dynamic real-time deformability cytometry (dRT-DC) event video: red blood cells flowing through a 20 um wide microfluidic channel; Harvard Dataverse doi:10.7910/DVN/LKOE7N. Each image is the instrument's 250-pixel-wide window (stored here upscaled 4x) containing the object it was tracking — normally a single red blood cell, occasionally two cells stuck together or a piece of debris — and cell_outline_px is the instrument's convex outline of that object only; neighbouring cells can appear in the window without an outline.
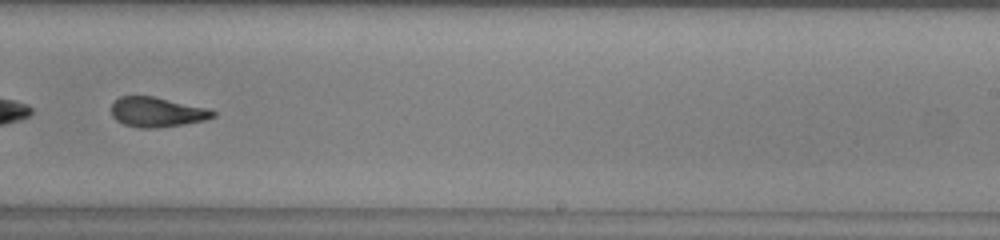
{"species": "common noctule bat (a hibernating species)", "species_latin": "Nyctalus noctula", "temperature_condition": "warm", "stored_images_in_passage": 48, "camera_frame_rate_fps": 3000, "um_per_image_px": 0.085, "animal": {"sex": "male", "body_mass_g": 13.0, "forearm_length_mm": 53.1}, "frame": {"image": 1, "passage_image": 30, "time_ms": 9.667, "image_size_px": [1000, 240], "cell_outline_px": [[216, 116], [204, 120], [184, 124], [156, 128], [140, 128], [124, 124], [116, 120], [112, 116], [112, 104], [120, 96], [152, 96], [208, 108], [216, 112]], "centroid_in_image_um": [13.35, 9.53], "position_along_channel_um": 275.7, "area_um2": 17.57}}
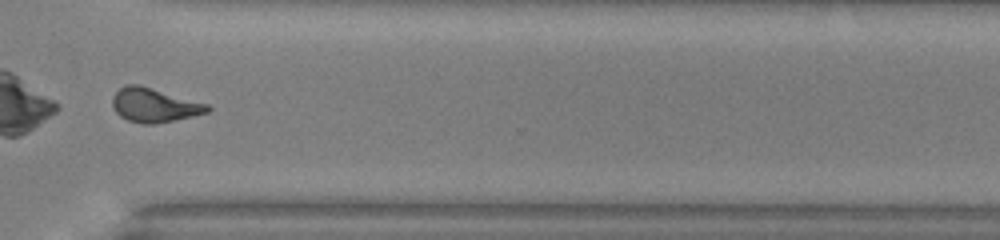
{"frame": {"image": 2, "passage_image": 36, "time_ms": 11.667, "image_size_px": [1000, 240], "cell_outline_px": [[212, 108], [208, 112], [192, 116], [152, 124], [140, 124], [128, 120], [120, 116], [116, 112], [112, 104], [112, 96], [124, 84], [140, 84], [208, 104]], "centroid_in_image_um": [13.09, 8.92], "position_along_channel_um": 357.5, "area_um2": 18.84}, "authors_computed_cell_mechanics": {"area_um2": 19.3919, "velocity_mm_per_s": 4.0755, "shape_relaxation_time_tau1_ms": 5.7672, "shape_relaxation_time_tau2_ms": 2.465, "deformation_change_tau1": 0.216, "deformation_change_tau2": 0.1104}}